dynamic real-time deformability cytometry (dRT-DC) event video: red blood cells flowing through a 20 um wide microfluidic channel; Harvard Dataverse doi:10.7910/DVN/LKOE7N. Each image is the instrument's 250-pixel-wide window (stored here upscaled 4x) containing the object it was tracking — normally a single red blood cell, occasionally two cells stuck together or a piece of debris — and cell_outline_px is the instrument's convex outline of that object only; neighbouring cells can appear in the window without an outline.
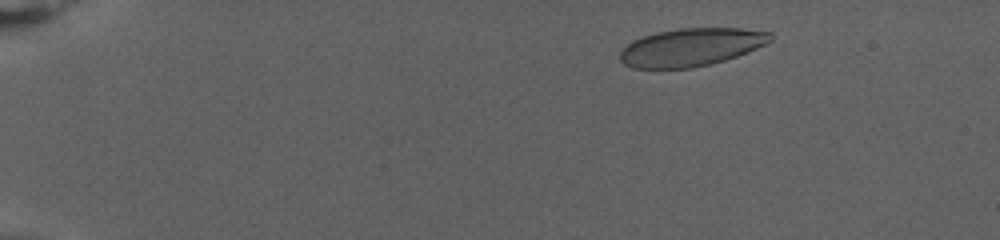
{"species": "human", "species_latin": "Homo sapiens", "temperature_condition": "warm", "stored_images_in_passage": 73, "camera_frame_rate_fps": 3000, "um_per_image_px": 0.085, "donor": {"sex": "female"}, "frame": {"image": 1, "passage_image": 9, "time_ms": 2.667, "image_size_px": [1000, 240], "cell_outline_px": [[772, 40], [748, 52], [712, 64], [692, 68], [632, 68], [624, 64], [620, 60], [620, 52], [632, 40], [656, 32], [680, 28], [740, 28], [772, 32]], "centroid_in_image_um": [58.75, 4.01], "position_along_channel_um": 26.3, "area_um2": 33.18}}
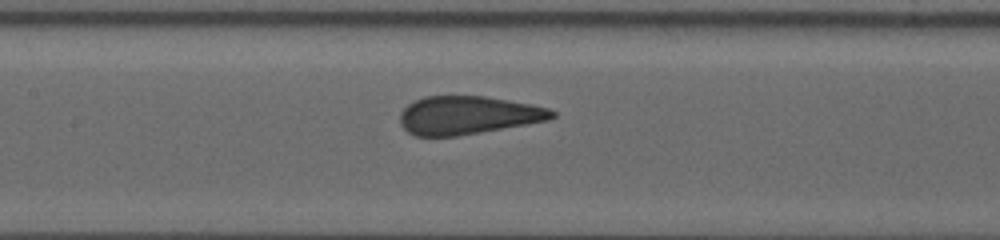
{"frame": {"image": 2, "passage_image": 36, "time_ms": 11.667, "image_size_px": [1000, 240], "cell_outline_px": [[556, 116], [548, 120], [456, 136], [416, 136], [408, 132], [400, 124], [400, 112], [408, 104], [424, 96], [484, 96], [532, 104], [548, 108], [556, 112]], "centroid_in_image_um": [39.75, 9.79], "position_along_channel_um": 167.6, "area_um2": 33.64}}
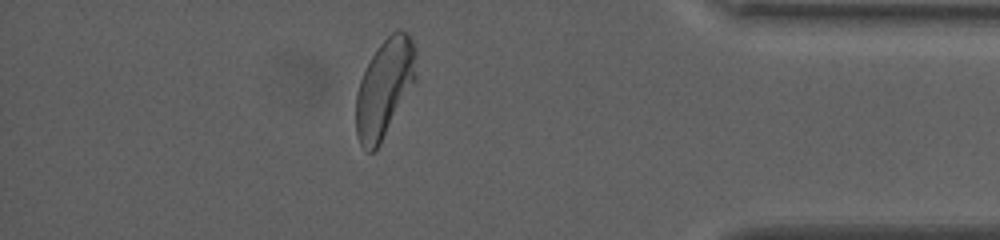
{"frame": {"image": 3, "passage_image": 64, "time_ms": 21.0, "image_size_px": [1000, 240], "cell_outline_px": [[416, 84], [380, 144], [372, 152], [368, 152], [360, 144], [356, 132], [356, 92], [360, 80], [376, 48], [396, 28], [400, 28], [408, 32], [416, 48]], "centroid_in_image_um": [32.72, 7.46], "position_along_channel_um": 402.5, "area_um2": 34.91}, "authors_computed_cell_mechanics": {"area_um2": 34.7378, "velocity_mm_per_s": 2.8064, "shape_relaxation_time_tau1_ms": 7.7853, "shape_relaxation_time_tau2_ms": null, "deformation_change_tau1": 0.2352, "deformation_change_tau2": null}}